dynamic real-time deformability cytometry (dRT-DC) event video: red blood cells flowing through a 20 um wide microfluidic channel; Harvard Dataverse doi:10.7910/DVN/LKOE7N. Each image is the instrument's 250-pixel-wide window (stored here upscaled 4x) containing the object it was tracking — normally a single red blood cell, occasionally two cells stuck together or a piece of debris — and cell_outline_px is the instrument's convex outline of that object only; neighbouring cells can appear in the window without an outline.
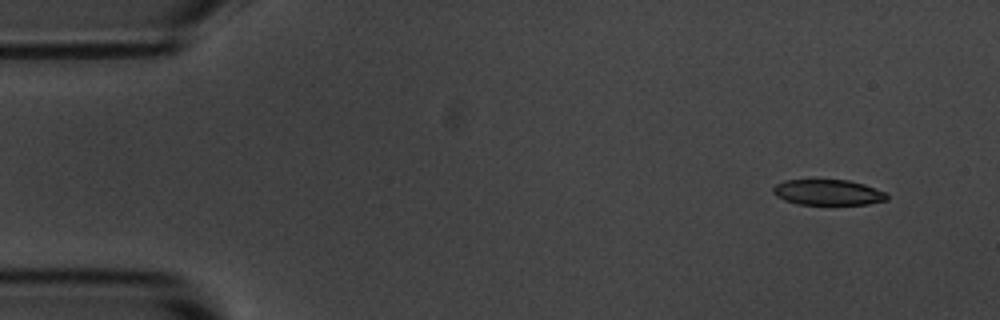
{"species": "common noctule bat (a hibernating species)", "species_latin": "Nyctalus noctula", "temperature_condition": "room temperature", "stored_images_in_passage": 4, "camera_frame_rate_fps": 3000, "um_per_image_px": 0.085, "animal": {"sex": "male", "body_mass_g": 20.1, "forearm_length_mm": 53.5}, "frame": {"image": 1, "passage_image": 1, "time_ms": 0.0, "image_size_px": [1000, 320], "cell_outline_px": [[888, 200], [868, 204], [796, 204], [784, 200], [776, 196], [772, 192], [772, 188], [776, 184], [784, 180], [848, 180], [864, 184], [884, 192], [888, 196]], "centroid_in_image_um": [70.35, 16.35], "position_along_channel_um": 14.7, "area_um2": 16.94}}
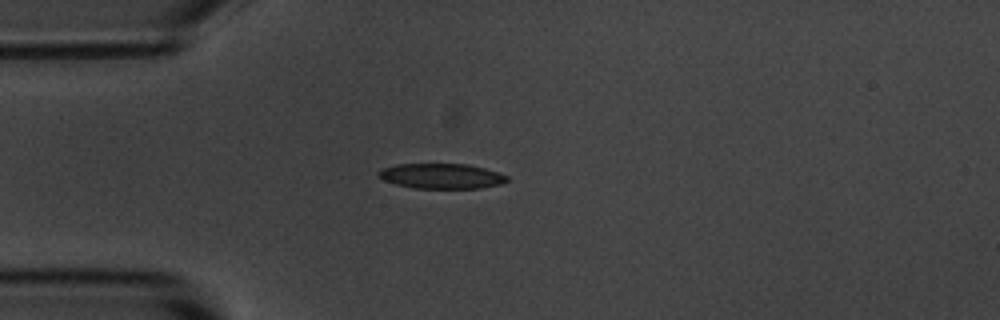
{"frame": {"image": 2, "passage_image": 4, "time_ms": 3.333, "image_size_px": [1000, 320], "cell_outline_px": [[508, 180], [504, 184], [480, 188], [416, 188], [396, 184], [384, 180], [376, 176], [376, 172], [380, 168], [396, 164], [468, 164], [484, 168], [508, 176]], "centroid_in_image_um": [37.49, 14.96], "position_along_channel_um": 47.5, "area_um2": 18.96}}